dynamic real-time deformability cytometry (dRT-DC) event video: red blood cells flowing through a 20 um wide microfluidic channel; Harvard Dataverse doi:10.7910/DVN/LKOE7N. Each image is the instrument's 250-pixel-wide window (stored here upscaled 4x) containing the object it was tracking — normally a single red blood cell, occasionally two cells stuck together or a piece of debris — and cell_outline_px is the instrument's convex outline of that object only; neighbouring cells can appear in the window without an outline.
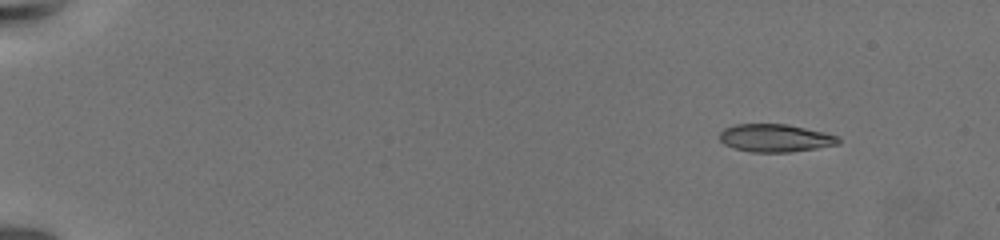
{"species": "common noctule bat (a hibernating species)", "species_latin": "Nyctalus noctula", "temperature_condition": "warm", "stored_images_in_passage": 9, "camera_frame_rate_fps": 3000, "um_per_image_px": 0.085, "animal": {"sex": "female", "body_mass_g": 19.5, "forearm_length_mm": 54.1}, "frame": {"image": 1, "passage_image": 1, "time_ms": 0.0, "image_size_px": [1000, 240], "cell_outline_px": [[840, 144], [816, 148], [788, 152], [752, 152], [736, 148], [724, 144], [720, 140], [720, 132], [724, 128], [736, 124], [788, 124], [824, 132], [840, 136]], "centroid_in_image_um": [65.92, 11.72], "position_along_channel_um": 19.1, "area_um2": 19.25}}
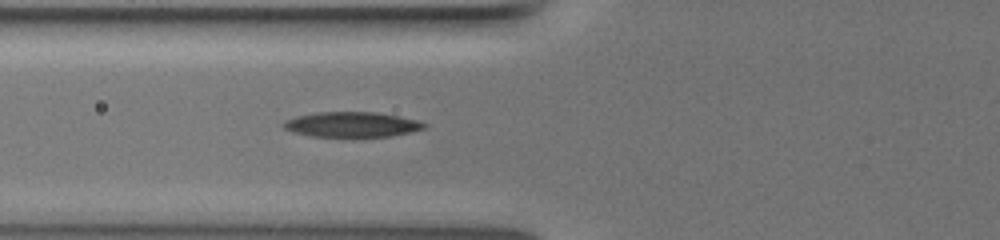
{"frame": {"image": 2, "passage_image": 8, "time_ms": 7.0, "image_size_px": [1000, 240], "cell_outline_px": [[428, 124], [424, 128], [408, 132], [388, 136], [312, 136], [292, 132], [284, 128], [280, 124], [284, 120], [296, 116], [320, 112], [376, 112], [416, 120]], "centroid_in_image_um": [29.83, 10.57], "position_along_channel_um": 96.0, "area_um2": 20.29}}
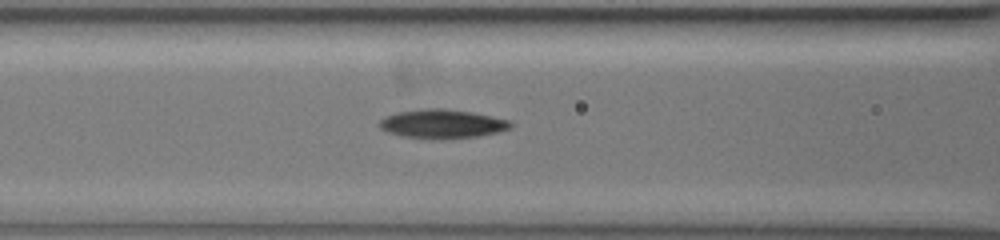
{"frame": {"image": 3, "passage_image": 9, "time_ms": 8.0, "image_size_px": [1000, 240], "cell_outline_px": [[512, 124], [508, 128], [496, 132], [476, 136], [440, 140], [404, 136], [388, 132], [380, 128], [380, 120], [384, 116], [396, 112], [424, 108], [440, 108], [472, 112], [508, 120]], "centroid_in_image_um": [37.52, 10.52], "position_along_channel_um": 129.1, "area_um2": 21.91}}